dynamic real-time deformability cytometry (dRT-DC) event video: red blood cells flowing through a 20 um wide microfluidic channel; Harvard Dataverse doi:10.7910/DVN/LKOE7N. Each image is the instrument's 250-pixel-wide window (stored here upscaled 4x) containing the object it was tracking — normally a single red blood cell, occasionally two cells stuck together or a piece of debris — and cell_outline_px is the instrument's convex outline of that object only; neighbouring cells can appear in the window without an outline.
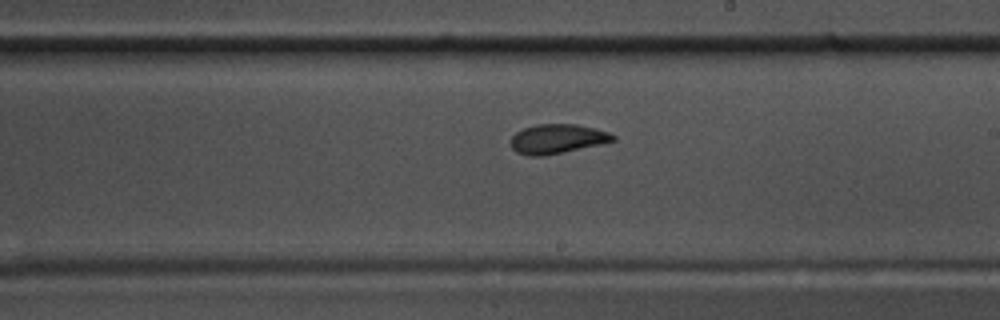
{"species": "common noctule bat (a hibernating species)", "species_latin": "Nyctalus noctula", "temperature_condition": "warm", "stored_images_in_passage": 35, "camera_frame_rate_fps": 3000, "um_per_image_px": 0.085, "animal": {"sex": "male", "body_mass_g": 17.5, "forearm_length_mm": 52.3}, "frame": {"image": 1, "passage_image": 15, "time_ms": 4.667, "image_size_px": [1000, 320], "cell_outline_px": [[616, 140], [544, 156], [528, 156], [516, 152], [512, 148], [512, 136], [516, 132], [524, 128], [536, 124], [576, 124], [596, 128], [608, 132], [616, 136]], "centroid_in_image_um": [47.35, 11.79], "position_along_channel_um": 241.6, "area_um2": 17.34}}
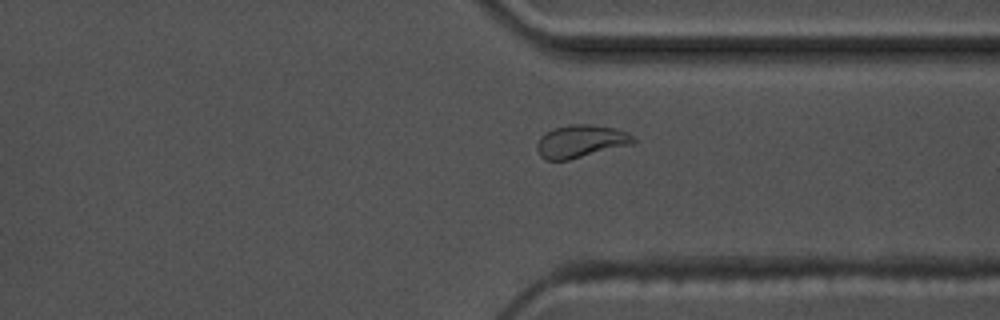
{"frame": {"image": 2, "passage_image": 25, "time_ms": 8.0, "image_size_px": [1000, 320], "cell_outline_px": [[636, 140], [632, 144], [568, 160], [544, 160], [540, 156], [536, 148], [536, 144], [540, 136], [556, 128], [572, 124], [588, 124], [616, 128], [628, 132]], "centroid_in_image_um": [49.35, 12.01], "position_along_channel_um": 362.0, "area_um2": 18.26}}
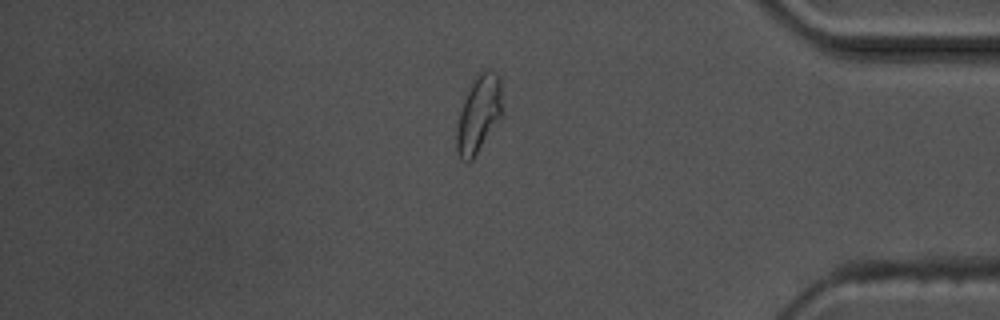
{"frame": {"image": 3, "passage_image": 30, "time_ms": 9.667, "image_size_px": [1000, 320], "cell_outline_px": [[500, 116], [472, 160], [460, 160], [456, 148], [456, 128], [460, 112], [464, 100], [476, 76], [484, 68], [488, 68], [496, 72], [500, 76]], "centroid_in_image_um": [40.65, 9.67], "position_along_channel_um": 394.5, "area_um2": 19.77}}